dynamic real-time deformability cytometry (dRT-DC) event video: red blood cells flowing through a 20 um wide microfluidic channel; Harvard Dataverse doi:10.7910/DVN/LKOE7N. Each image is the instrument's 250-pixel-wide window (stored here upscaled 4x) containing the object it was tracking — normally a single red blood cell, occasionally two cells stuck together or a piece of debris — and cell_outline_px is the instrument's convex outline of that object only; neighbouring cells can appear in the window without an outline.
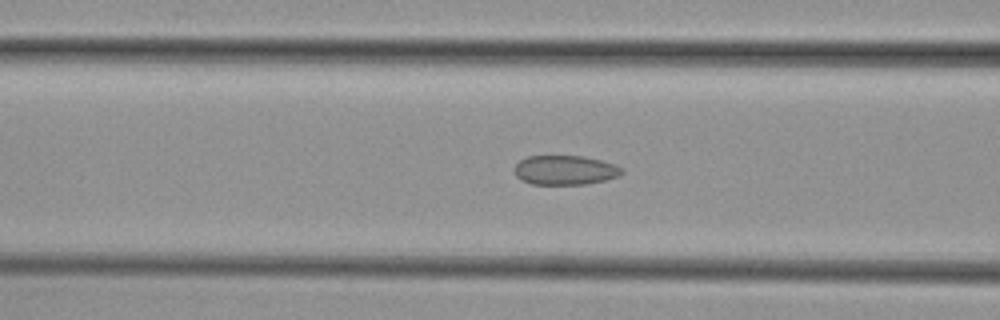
{"species": "common noctule bat (a hibernating species)", "species_latin": "Nyctalus noctula", "temperature_condition": "cold", "stored_images_in_passage": 44, "camera_frame_rate_fps": 3000, "um_per_image_px": 0.085, "animal": {"sex": "female", "body_mass_g": 29.2, "forearm_length_mm": 56.3}, "frame": {"image": 1, "passage_image": 22, "time_ms": 7.0, "image_size_px": [1000, 320], "cell_outline_px": [[624, 172], [620, 176], [604, 180], [584, 184], [532, 184], [516, 176], [516, 164], [520, 160], [528, 156], [584, 156], [616, 164], [624, 168]], "centroid_in_image_um": [48.09, 14.45], "position_along_channel_um": 118.5, "area_um2": 18.32}}
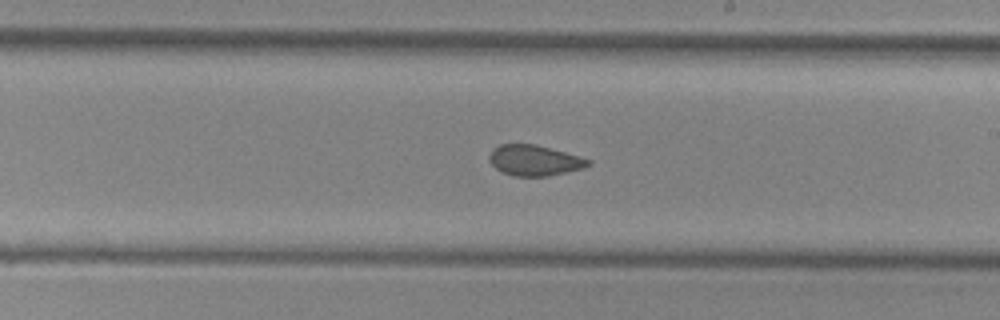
{"frame": {"image": 2, "passage_image": 32, "time_ms": 10.333, "image_size_px": [1000, 320], "cell_outline_px": [[592, 164], [584, 168], [548, 176], [512, 176], [496, 168], [488, 160], [488, 156], [492, 148], [500, 144], [536, 144], [580, 156], [592, 160]], "centroid_in_image_um": [45.44, 13.62], "position_along_channel_um": 243.6, "area_um2": 17.8}}
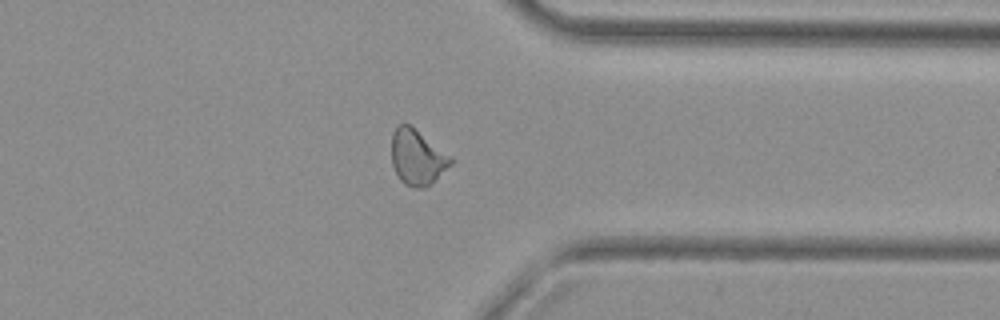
{"frame": {"image": 3, "passage_image": 43, "time_ms": 14.0, "image_size_px": [1000, 320], "cell_outline_px": [[452, 164], [424, 188], [416, 188], [404, 184], [400, 180], [392, 164], [392, 132], [400, 124], [408, 124], [452, 156]], "centroid_in_image_um": [35.46, 13.37], "position_along_channel_um": 375.9, "area_um2": 18.73}}